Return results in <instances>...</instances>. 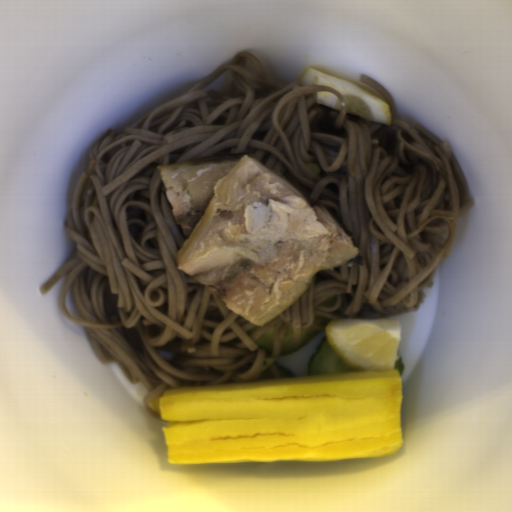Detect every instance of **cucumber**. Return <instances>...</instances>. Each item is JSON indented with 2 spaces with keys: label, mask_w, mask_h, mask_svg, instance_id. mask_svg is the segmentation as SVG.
<instances>
[{
  "label": "cucumber",
  "mask_w": 512,
  "mask_h": 512,
  "mask_svg": "<svg viewBox=\"0 0 512 512\" xmlns=\"http://www.w3.org/2000/svg\"><path fill=\"white\" fill-rule=\"evenodd\" d=\"M275 326L269 328L266 332H264L254 343L265 350L266 358H271L272 356V343H273V334L275 330Z\"/></svg>",
  "instance_id": "888e309b"
},
{
  "label": "cucumber",
  "mask_w": 512,
  "mask_h": 512,
  "mask_svg": "<svg viewBox=\"0 0 512 512\" xmlns=\"http://www.w3.org/2000/svg\"><path fill=\"white\" fill-rule=\"evenodd\" d=\"M393 370H397L399 376L402 375V373L404 371V365L402 363V357H400L399 355H398V359H397V361H396V363L394 365Z\"/></svg>",
  "instance_id": "734fbe4a"
},
{
  "label": "cucumber",
  "mask_w": 512,
  "mask_h": 512,
  "mask_svg": "<svg viewBox=\"0 0 512 512\" xmlns=\"http://www.w3.org/2000/svg\"><path fill=\"white\" fill-rule=\"evenodd\" d=\"M274 365L280 375V380L281 379H295L291 371H289L288 369L284 368L281 365H278L275 363H274Z\"/></svg>",
  "instance_id": "2a18db57"
},
{
  "label": "cucumber",
  "mask_w": 512,
  "mask_h": 512,
  "mask_svg": "<svg viewBox=\"0 0 512 512\" xmlns=\"http://www.w3.org/2000/svg\"><path fill=\"white\" fill-rule=\"evenodd\" d=\"M358 372L346 365L333 351L326 336L317 345L313 355L308 360V376Z\"/></svg>",
  "instance_id": "8b760119"
},
{
  "label": "cucumber",
  "mask_w": 512,
  "mask_h": 512,
  "mask_svg": "<svg viewBox=\"0 0 512 512\" xmlns=\"http://www.w3.org/2000/svg\"><path fill=\"white\" fill-rule=\"evenodd\" d=\"M293 332L294 328L292 325H287L286 331L283 337L282 346H281V355L292 354L312 339L317 337L322 332H319L314 329H301V343H293Z\"/></svg>",
  "instance_id": "586b57bf"
}]
</instances>
